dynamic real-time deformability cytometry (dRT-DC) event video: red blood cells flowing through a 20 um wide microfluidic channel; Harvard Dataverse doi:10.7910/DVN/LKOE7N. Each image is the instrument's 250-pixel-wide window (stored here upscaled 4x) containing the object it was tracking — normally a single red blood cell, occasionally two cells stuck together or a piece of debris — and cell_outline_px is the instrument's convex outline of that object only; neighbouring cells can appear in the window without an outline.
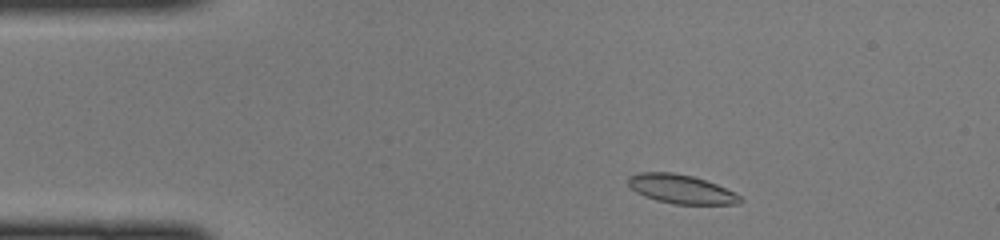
{"species": "common noctule bat (a hibernating species)", "species_latin": "Nyctalus noctula", "temperature_condition": "cold", "stored_images_in_passage": 41, "camera_frame_rate_fps": 3000, "um_per_image_px": 0.085, "animal": {"sex": "female", "body_mass_g": 22.0, "forearm_length_mm": 56.7}, "frame": {"image": 1, "passage_image": 2, "time_ms": 0.333, "image_size_px": [1000, 240], "cell_outline_px": [[744, 200], [740, 204], [676, 204], [656, 200], [644, 196], [636, 192], [628, 184], [628, 176], [640, 172], [672, 172], [692, 176], [716, 184], [736, 192]], "centroid_in_image_um": [57.91, 16.07], "position_along_channel_um": 27.1, "area_um2": 18.9}}
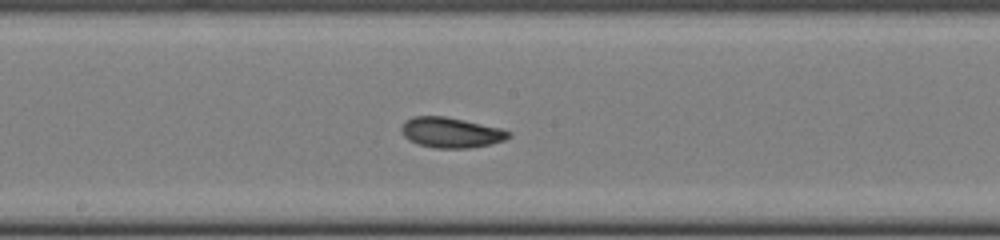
{"frame": {"image": 2, "passage_image": 19, "time_ms": 6.0, "image_size_px": [1000, 240], "cell_outline_px": [[512, 136], [504, 140], [492, 144], [472, 148], [432, 148], [416, 144], [408, 140], [404, 136], [400, 128], [404, 120], [412, 116], [444, 116], [464, 120], [500, 128], [512, 132]], "centroid_in_image_um": [38.31, 11.27], "position_along_channel_um": 209.9, "area_um2": 19.25}}
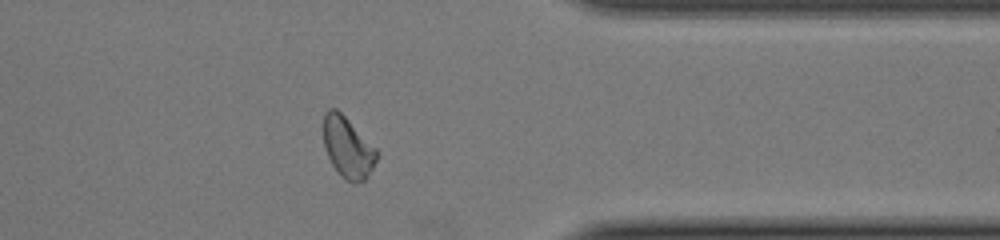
{"frame": {"image": 3, "passage_image": 32, "time_ms": 10.333, "image_size_px": [1000, 240], "cell_outline_px": [[380, 156], [364, 180], [356, 184], [352, 184], [332, 164], [324, 148], [324, 112], [328, 108], [336, 108], [380, 152]], "centroid_in_image_um": [29.58, 12.52], "position_along_channel_um": 381.8, "area_um2": 18.67}}